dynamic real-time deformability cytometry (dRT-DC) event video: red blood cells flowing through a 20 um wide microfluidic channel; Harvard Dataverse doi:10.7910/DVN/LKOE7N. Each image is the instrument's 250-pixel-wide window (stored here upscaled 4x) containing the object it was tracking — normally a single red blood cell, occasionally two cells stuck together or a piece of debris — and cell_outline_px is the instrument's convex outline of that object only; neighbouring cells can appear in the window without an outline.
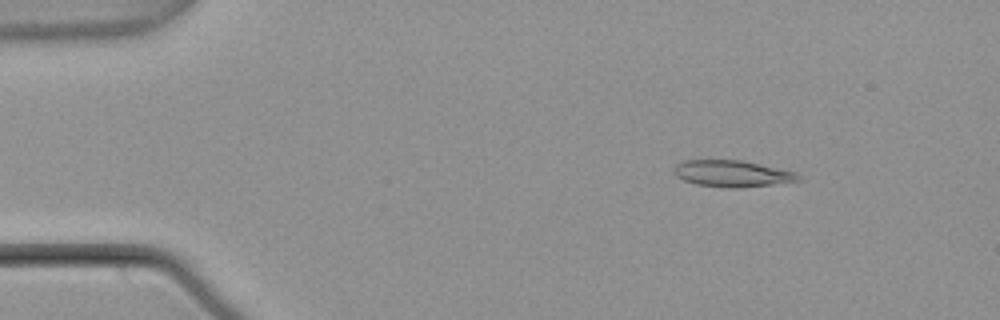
{"species": "common noctule bat (a hibernating species)", "species_latin": "Nyctalus noctula", "temperature_condition": "warm", "stored_images_in_passage": 49, "camera_frame_rate_fps": 3000, "um_per_image_px": 0.085, "animal": {"sex": "male", "body_mass_g": 21.5, "forearm_length_mm": 52.0}, "frame": {"image": 1, "passage_image": 3, "time_ms": 0.667, "image_size_px": [1000, 320], "cell_outline_px": [[804, 180], [740, 188], [728, 188], [696, 184], [684, 180], [676, 176], [672, 172], [676, 164], [684, 160], [740, 160], [796, 172]], "centroid_in_image_um": [62.22, 14.76], "position_along_channel_um": 22.8, "area_um2": 19.19}}
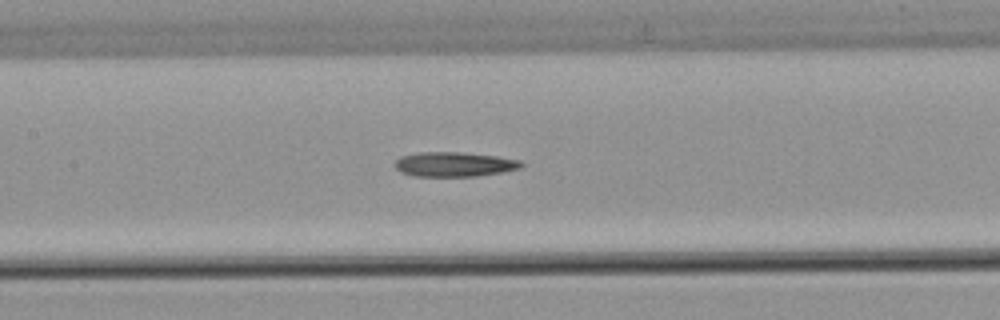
{"frame": {"image": 2, "passage_image": 21, "time_ms": 6.667, "image_size_px": [1000, 320], "cell_outline_px": [[524, 164], [520, 168], [504, 172], [476, 176], [412, 176], [400, 172], [396, 168], [396, 160], [400, 156], [420, 152], [460, 152], [496, 156], [520, 160]], "centroid_in_image_um": [38.61, 13.97], "position_along_channel_um": 168.8, "area_um2": 18.15}}
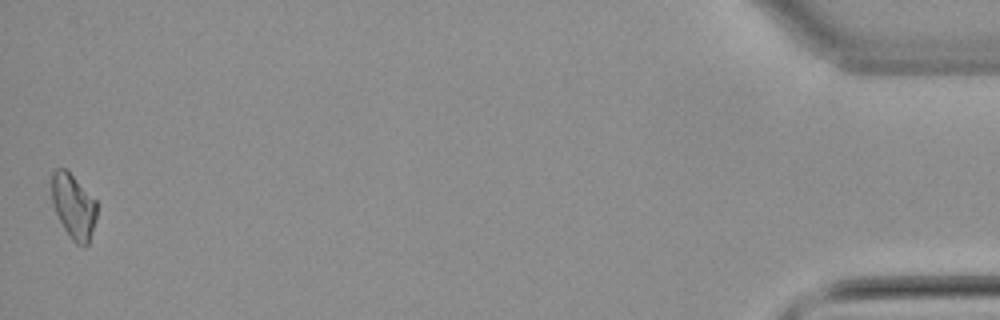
{"frame": {"image": 3, "passage_image": 49, "time_ms": 16.0, "image_size_px": [1000, 320], "cell_outline_px": [[96, 220], [88, 244], [84, 248], [76, 244], [72, 240], [64, 228], [52, 204], [52, 172], [56, 168], [68, 168], [96, 200]], "centroid_in_image_um": [6.26, 17.51], "position_along_channel_um": 428.9, "area_um2": 17.28}}